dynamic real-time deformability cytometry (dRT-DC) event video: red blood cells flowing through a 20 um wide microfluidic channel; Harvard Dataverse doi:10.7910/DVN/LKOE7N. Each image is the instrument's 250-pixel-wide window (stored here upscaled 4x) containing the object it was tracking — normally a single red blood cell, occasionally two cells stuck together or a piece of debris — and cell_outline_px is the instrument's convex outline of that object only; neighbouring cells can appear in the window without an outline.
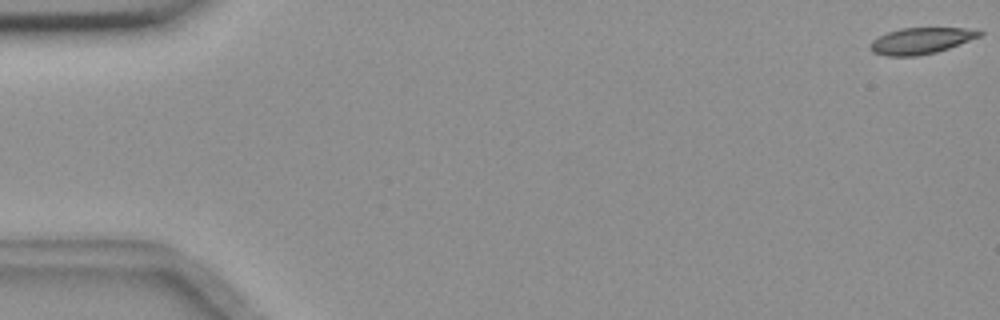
{"species": "common noctule bat (a hibernating species)", "species_latin": "Nyctalus noctula", "temperature_condition": "room temperature", "stored_images_in_passage": 56, "camera_frame_rate_fps": 3000, "um_per_image_px": 0.085, "animal": {"sex": "female", "body_mass_g": 18.4}, "frame": {"image": 1, "passage_image": 1, "time_ms": 0.0, "image_size_px": [1000, 320], "cell_outline_px": [[984, 32], [980, 36], [948, 48], [936, 52], [916, 56], [884, 56], [872, 52], [872, 40], [888, 32], [900, 28], [964, 28]], "centroid_in_image_um": [78.26, 3.47], "position_along_channel_um": 6.7, "area_um2": 16.42}}
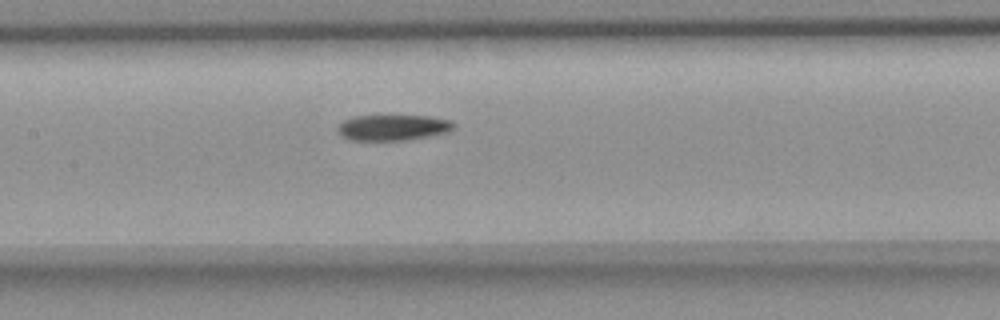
{"frame": {"image": 2, "passage_image": 27, "time_ms": 8.667, "image_size_px": [1000, 320], "cell_outline_px": [[456, 128], [444, 132], [404, 140], [348, 140], [340, 136], [336, 132], [336, 128], [344, 120], [356, 116], [388, 112], [432, 116], [452, 120], [456, 124]], "centroid_in_image_um": [33.36, 10.77], "position_along_channel_um": 174.0, "area_um2": 18.5}}
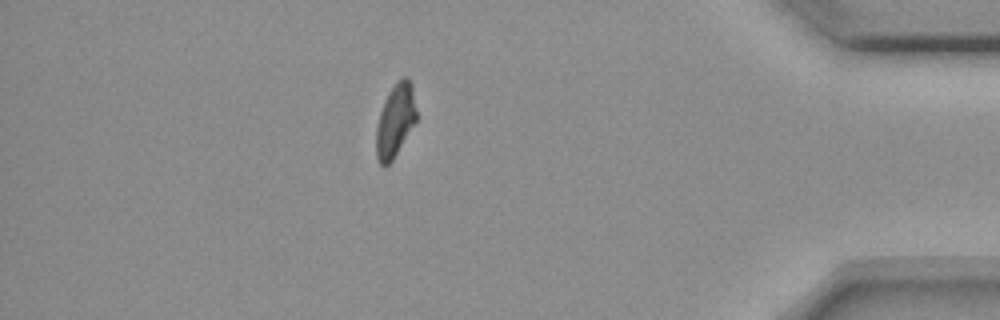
{"frame": {"image": 3, "passage_image": 49, "time_ms": 16.0, "image_size_px": [1000, 320], "cell_outline_px": [[416, 120], [392, 160], [384, 168], [376, 160], [376, 128], [380, 112], [384, 100], [388, 92], [396, 80], [400, 76], [408, 76], [412, 84], [416, 112]], "centroid_in_image_um": [33.58, 10.2], "position_along_channel_um": 401.6, "area_um2": 17.17}, "authors_computed_cell_mechanics": {"area_um2": 17.9469, "velocity_mm_per_s": 3.6711, "shape_relaxation_time_tau1_ms": 7.0312, "shape_relaxation_time_tau2_ms": null, "deformation_change_tau1": 0.1476, "deformation_change_tau2": null}}